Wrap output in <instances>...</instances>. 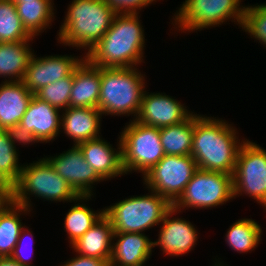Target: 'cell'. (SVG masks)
<instances>
[{
  "label": "cell",
  "mask_w": 266,
  "mask_h": 266,
  "mask_svg": "<svg viewBox=\"0 0 266 266\" xmlns=\"http://www.w3.org/2000/svg\"><path fill=\"white\" fill-rule=\"evenodd\" d=\"M237 135V128L225 119L194 113L191 156L198 168L233 175L239 149L246 140Z\"/></svg>",
  "instance_id": "cell-1"
},
{
  "label": "cell",
  "mask_w": 266,
  "mask_h": 266,
  "mask_svg": "<svg viewBox=\"0 0 266 266\" xmlns=\"http://www.w3.org/2000/svg\"><path fill=\"white\" fill-rule=\"evenodd\" d=\"M140 17L139 14L117 13L102 39L84 54L85 58L101 68L139 67L144 63L146 47Z\"/></svg>",
  "instance_id": "cell-2"
},
{
  "label": "cell",
  "mask_w": 266,
  "mask_h": 266,
  "mask_svg": "<svg viewBox=\"0 0 266 266\" xmlns=\"http://www.w3.org/2000/svg\"><path fill=\"white\" fill-rule=\"evenodd\" d=\"M57 33L64 46L89 51L110 28L117 14L105 0H72Z\"/></svg>",
  "instance_id": "cell-3"
},
{
  "label": "cell",
  "mask_w": 266,
  "mask_h": 266,
  "mask_svg": "<svg viewBox=\"0 0 266 266\" xmlns=\"http://www.w3.org/2000/svg\"><path fill=\"white\" fill-rule=\"evenodd\" d=\"M135 67L101 68L100 95L97 109L103 116H138L147 82Z\"/></svg>",
  "instance_id": "cell-4"
},
{
  "label": "cell",
  "mask_w": 266,
  "mask_h": 266,
  "mask_svg": "<svg viewBox=\"0 0 266 266\" xmlns=\"http://www.w3.org/2000/svg\"><path fill=\"white\" fill-rule=\"evenodd\" d=\"M31 195V196H30ZM51 202H74L79 195L43 157L22 165L17 183L10 189L9 198L20 205L32 208V197ZM31 197V199H30Z\"/></svg>",
  "instance_id": "cell-5"
},
{
  "label": "cell",
  "mask_w": 266,
  "mask_h": 266,
  "mask_svg": "<svg viewBox=\"0 0 266 266\" xmlns=\"http://www.w3.org/2000/svg\"><path fill=\"white\" fill-rule=\"evenodd\" d=\"M148 191L146 195L129 196L105 206L104 215L111 221L114 233H144L160 225L173 205L158 193Z\"/></svg>",
  "instance_id": "cell-6"
},
{
  "label": "cell",
  "mask_w": 266,
  "mask_h": 266,
  "mask_svg": "<svg viewBox=\"0 0 266 266\" xmlns=\"http://www.w3.org/2000/svg\"><path fill=\"white\" fill-rule=\"evenodd\" d=\"M243 0H185L173 15L171 21L175 31L193 33L211 27H219L227 21L240 28L246 5ZM241 4V5H240ZM178 28V29H177Z\"/></svg>",
  "instance_id": "cell-7"
},
{
  "label": "cell",
  "mask_w": 266,
  "mask_h": 266,
  "mask_svg": "<svg viewBox=\"0 0 266 266\" xmlns=\"http://www.w3.org/2000/svg\"><path fill=\"white\" fill-rule=\"evenodd\" d=\"M118 136L125 174L137 172L142 173L143 177L165 155L157 127L144 125L130 118Z\"/></svg>",
  "instance_id": "cell-8"
},
{
  "label": "cell",
  "mask_w": 266,
  "mask_h": 266,
  "mask_svg": "<svg viewBox=\"0 0 266 266\" xmlns=\"http://www.w3.org/2000/svg\"><path fill=\"white\" fill-rule=\"evenodd\" d=\"M233 199L232 174L198 168L173 207L180 212L189 208L211 209Z\"/></svg>",
  "instance_id": "cell-9"
},
{
  "label": "cell",
  "mask_w": 266,
  "mask_h": 266,
  "mask_svg": "<svg viewBox=\"0 0 266 266\" xmlns=\"http://www.w3.org/2000/svg\"><path fill=\"white\" fill-rule=\"evenodd\" d=\"M232 176L234 198L245 194L266 210V150L246 139L239 149Z\"/></svg>",
  "instance_id": "cell-10"
},
{
  "label": "cell",
  "mask_w": 266,
  "mask_h": 266,
  "mask_svg": "<svg viewBox=\"0 0 266 266\" xmlns=\"http://www.w3.org/2000/svg\"><path fill=\"white\" fill-rule=\"evenodd\" d=\"M197 169L191 155H164L142 179L147 190L158 193L173 205Z\"/></svg>",
  "instance_id": "cell-11"
},
{
  "label": "cell",
  "mask_w": 266,
  "mask_h": 266,
  "mask_svg": "<svg viewBox=\"0 0 266 266\" xmlns=\"http://www.w3.org/2000/svg\"><path fill=\"white\" fill-rule=\"evenodd\" d=\"M64 180L74 189L79 196H93L95 183L104 180L91 168L84 159L78 145L54 156L44 157Z\"/></svg>",
  "instance_id": "cell-12"
},
{
  "label": "cell",
  "mask_w": 266,
  "mask_h": 266,
  "mask_svg": "<svg viewBox=\"0 0 266 266\" xmlns=\"http://www.w3.org/2000/svg\"><path fill=\"white\" fill-rule=\"evenodd\" d=\"M82 56L56 54L37 57L33 54L22 83L35 95L46 85L72 75L85 58L83 54Z\"/></svg>",
  "instance_id": "cell-13"
},
{
  "label": "cell",
  "mask_w": 266,
  "mask_h": 266,
  "mask_svg": "<svg viewBox=\"0 0 266 266\" xmlns=\"http://www.w3.org/2000/svg\"><path fill=\"white\" fill-rule=\"evenodd\" d=\"M177 213L180 211L172 207L165 214L160 223L158 239L153 241V247L159 246L162 254L171 257L188 254L196 247L199 237L198 230L189 220L173 216Z\"/></svg>",
  "instance_id": "cell-14"
},
{
  "label": "cell",
  "mask_w": 266,
  "mask_h": 266,
  "mask_svg": "<svg viewBox=\"0 0 266 266\" xmlns=\"http://www.w3.org/2000/svg\"><path fill=\"white\" fill-rule=\"evenodd\" d=\"M193 112L174 97L160 92L144 91L137 122L162 128L185 121Z\"/></svg>",
  "instance_id": "cell-15"
},
{
  "label": "cell",
  "mask_w": 266,
  "mask_h": 266,
  "mask_svg": "<svg viewBox=\"0 0 266 266\" xmlns=\"http://www.w3.org/2000/svg\"><path fill=\"white\" fill-rule=\"evenodd\" d=\"M78 146L87 164L93 168L103 180L106 181L117 176H125L122 167L120 138L117 140V148L103 139L102 136L81 142Z\"/></svg>",
  "instance_id": "cell-16"
},
{
  "label": "cell",
  "mask_w": 266,
  "mask_h": 266,
  "mask_svg": "<svg viewBox=\"0 0 266 266\" xmlns=\"http://www.w3.org/2000/svg\"><path fill=\"white\" fill-rule=\"evenodd\" d=\"M61 110L33 95L20 125L33 133L41 143H50L60 136Z\"/></svg>",
  "instance_id": "cell-17"
},
{
  "label": "cell",
  "mask_w": 266,
  "mask_h": 266,
  "mask_svg": "<svg viewBox=\"0 0 266 266\" xmlns=\"http://www.w3.org/2000/svg\"><path fill=\"white\" fill-rule=\"evenodd\" d=\"M153 248V241L145 233H114L109 265L145 266Z\"/></svg>",
  "instance_id": "cell-18"
},
{
  "label": "cell",
  "mask_w": 266,
  "mask_h": 266,
  "mask_svg": "<svg viewBox=\"0 0 266 266\" xmlns=\"http://www.w3.org/2000/svg\"><path fill=\"white\" fill-rule=\"evenodd\" d=\"M61 114L60 132L73 139V145L102 136L103 114L97 108L68 107Z\"/></svg>",
  "instance_id": "cell-19"
},
{
  "label": "cell",
  "mask_w": 266,
  "mask_h": 266,
  "mask_svg": "<svg viewBox=\"0 0 266 266\" xmlns=\"http://www.w3.org/2000/svg\"><path fill=\"white\" fill-rule=\"evenodd\" d=\"M100 84L101 67L84 58L73 72L69 107L97 108Z\"/></svg>",
  "instance_id": "cell-20"
},
{
  "label": "cell",
  "mask_w": 266,
  "mask_h": 266,
  "mask_svg": "<svg viewBox=\"0 0 266 266\" xmlns=\"http://www.w3.org/2000/svg\"><path fill=\"white\" fill-rule=\"evenodd\" d=\"M33 95L22 81L0 83V125L4 130L20 123Z\"/></svg>",
  "instance_id": "cell-21"
},
{
  "label": "cell",
  "mask_w": 266,
  "mask_h": 266,
  "mask_svg": "<svg viewBox=\"0 0 266 266\" xmlns=\"http://www.w3.org/2000/svg\"><path fill=\"white\" fill-rule=\"evenodd\" d=\"M114 229L111 221L103 215L84 235L71 245L73 251L86 257L111 258Z\"/></svg>",
  "instance_id": "cell-22"
},
{
  "label": "cell",
  "mask_w": 266,
  "mask_h": 266,
  "mask_svg": "<svg viewBox=\"0 0 266 266\" xmlns=\"http://www.w3.org/2000/svg\"><path fill=\"white\" fill-rule=\"evenodd\" d=\"M33 40L0 42V77L3 80L5 78V82L22 81L34 54V50L30 46V42Z\"/></svg>",
  "instance_id": "cell-23"
},
{
  "label": "cell",
  "mask_w": 266,
  "mask_h": 266,
  "mask_svg": "<svg viewBox=\"0 0 266 266\" xmlns=\"http://www.w3.org/2000/svg\"><path fill=\"white\" fill-rule=\"evenodd\" d=\"M30 212L27 207L13 202L10 198L0 206V258L11 256L25 226L20 216Z\"/></svg>",
  "instance_id": "cell-24"
},
{
  "label": "cell",
  "mask_w": 266,
  "mask_h": 266,
  "mask_svg": "<svg viewBox=\"0 0 266 266\" xmlns=\"http://www.w3.org/2000/svg\"><path fill=\"white\" fill-rule=\"evenodd\" d=\"M15 6L24 28L32 37L50 29L56 14L54 0L25 1Z\"/></svg>",
  "instance_id": "cell-25"
},
{
  "label": "cell",
  "mask_w": 266,
  "mask_h": 266,
  "mask_svg": "<svg viewBox=\"0 0 266 266\" xmlns=\"http://www.w3.org/2000/svg\"><path fill=\"white\" fill-rule=\"evenodd\" d=\"M91 196H79L75 204L67 211L64 219V231L68 235L69 247L84 235L104 215V208L94 211L87 203ZM77 203V204H76ZM87 204V205H86Z\"/></svg>",
  "instance_id": "cell-26"
},
{
  "label": "cell",
  "mask_w": 266,
  "mask_h": 266,
  "mask_svg": "<svg viewBox=\"0 0 266 266\" xmlns=\"http://www.w3.org/2000/svg\"><path fill=\"white\" fill-rule=\"evenodd\" d=\"M194 133V112L183 122L159 128L165 155H191Z\"/></svg>",
  "instance_id": "cell-27"
},
{
  "label": "cell",
  "mask_w": 266,
  "mask_h": 266,
  "mask_svg": "<svg viewBox=\"0 0 266 266\" xmlns=\"http://www.w3.org/2000/svg\"><path fill=\"white\" fill-rule=\"evenodd\" d=\"M225 233V242L237 253L252 252L262 240V228L252 218H242L229 226Z\"/></svg>",
  "instance_id": "cell-28"
},
{
  "label": "cell",
  "mask_w": 266,
  "mask_h": 266,
  "mask_svg": "<svg viewBox=\"0 0 266 266\" xmlns=\"http://www.w3.org/2000/svg\"><path fill=\"white\" fill-rule=\"evenodd\" d=\"M19 156V150L4 130L0 133V189L9 192L17 183L23 165Z\"/></svg>",
  "instance_id": "cell-29"
},
{
  "label": "cell",
  "mask_w": 266,
  "mask_h": 266,
  "mask_svg": "<svg viewBox=\"0 0 266 266\" xmlns=\"http://www.w3.org/2000/svg\"><path fill=\"white\" fill-rule=\"evenodd\" d=\"M34 39L24 28L11 0H0V42Z\"/></svg>",
  "instance_id": "cell-30"
},
{
  "label": "cell",
  "mask_w": 266,
  "mask_h": 266,
  "mask_svg": "<svg viewBox=\"0 0 266 266\" xmlns=\"http://www.w3.org/2000/svg\"><path fill=\"white\" fill-rule=\"evenodd\" d=\"M240 28L266 48V3L246 5Z\"/></svg>",
  "instance_id": "cell-31"
},
{
  "label": "cell",
  "mask_w": 266,
  "mask_h": 266,
  "mask_svg": "<svg viewBox=\"0 0 266 266\" xmlns=\"http://www.w3.org/2000/svg\"><path fill=\"white\" fill-rule=\"evenodd\" d=\"M72 84L73 74L46 85L35 95L51 106L63 111L69 107Z\"/></svg>",
  "instance_id": "cell-32"
},
{
  "label": "cell",
  "mask_w": 266,
  "mask_h": 266,
  "mask_svg": "<svg viewBox=\"0 0 266 266\" xmlns=\"http://www.w3.org/2000/svg\"><path fill=\"white\" fill-rule=\"evenodd\" d=\"M28 228L29 227L28 226L26 227V225L22 228V230L20 232V236H19L18 241H17V244L15 245L14 250H13L10 258L17 261L19 264H21L23 266H34V265H32L33 263L31 262V261H33V259L31 258V256H29V255L34 254V252H33V248H34L33 246L34 245L32 243L34 241V239H33L34 234H32L33 231H30L31 228L30 229H28ZM30 236H31V239L29 238ZM28 239L30 242L28 241ZM25 240H27L28 243H30V244L28 245V243H26ZM30 249H31V251H30ZM27 252L30 254H26ZM29 260H31V261H29Z\"/></svg>",
  "instance_id": "cell-33"
},
{
  "label": "cell",
  "mask_w": 266,
  "mask_h": 266,
  "mask_svg": "<svg viewBox=\"0 0 266 266\" xmlns=\"http://www.w3.org/2000/svg\"><path fill=\"white\" fill-rule=\"evenodd\" d=\"M116 13L140 14L143 8L159 0H105Z\"/></svg>",
  "instance_id": "cell-34"
},
{
  "label": "cell",
  "mask_w": 266,
  "mask_h": 266,
  "mask_svg": "<svg viewBox=\"0 0 266 266\" xmlns=\"http://www.w3.org/2000/svg\"><path fill=\"white\" fill-rule=\"evenodd\" d=\"M8 133V136L12 143L14 144L15 148L16 143H19L18 145H27L31 143V145L34 143H41V141L31 132L27 131L22 125L15 124L13 126H10L5 130Z\"/></svg>",
  "instance_id": "cell-35"
},
{
  "label": "cell",
  "mask_w": 266,
  "mask_h": 266,
  "mask_svg": "<svg viewBox=\"0 0 266 266\" xmlns=\"http://www.w3.org/2000/svg\"><path fill=\"white\" fill-rule=\"evenodd\" d=\"M75 254V257L68 259L60 266H110L107 260Z\"/></svg>",
  "instance_id": "cell-36"
},
{
  "label": "cell",
  "mask_w": 266,
  "mask_h": 266,
  "mask_svg": "<svg viewBox=\"0 0 266 266\" xmlns=\"http://www.w3.org/2000/svg\"><path fill=\"white\" fill-rule=\"evenodd\" d=\"M0 266H23L10 257L0 258Z\"/></svg>",
  "instance_id": "cell-37"
},
{
  "label": "cell",
  "mask_w": 266,
  "mask_h": 266,
  "mask_svg": "<svg viewBox=\"0 0 266 266\" xmlns=\"http://www.w3.org/2000/svg\"><path fill=\"white\" fill-rule=\"evenodd\" d=\"M9 198V192L0 189V206Z\"/></svg>",
  "instance_id": "cell-38"
},
{
  "label": "cell",
  "mask_w": 266,
  "mask_h": 266,
  "mask_svg": "<svg viewBox=\"0 0 266 266\" xmlns=\"http://www.w3.org/2000/svg\"><path fill=\"white\" fill-rule=\"evenodd\" d=\"M215 261L213 263L214 264L213 266H229L228 264H225L224 261H220L219 258L218 260L215 258Z\"/></svg>",
  "instance_id": "cell-39"
},
{
  "label": "cell",
  "mask_w": 266,
  "mask_h": 266,
  "mask_svg": "<svg viewBox=\"0 0 266 266\" xmlns=\"http://www.w3.org/2000/svg\"><path fill=\"white\" fill-rule=\"evenodd\" d=\"M14 4L22 3L25 1H36V0H11Z\"/></svg>",
  "instance_id": "cell-40"
},
{
  "label": "cell",
  "mask_w": 266,
  "mask_h": 266,
  "mask_svg": "<svg viewBox=\"0 0 266 266\" xmlns=\"http://www.w3.org/2000/svg\"><path fill=\"white\" fill-rule=\"evenodd\" d=\"M3 131H4V129H3V128L1 127V125H0V133L3 132Z\"/></svg>",
  "instance_id": "cell-41"
}]
</instances>
